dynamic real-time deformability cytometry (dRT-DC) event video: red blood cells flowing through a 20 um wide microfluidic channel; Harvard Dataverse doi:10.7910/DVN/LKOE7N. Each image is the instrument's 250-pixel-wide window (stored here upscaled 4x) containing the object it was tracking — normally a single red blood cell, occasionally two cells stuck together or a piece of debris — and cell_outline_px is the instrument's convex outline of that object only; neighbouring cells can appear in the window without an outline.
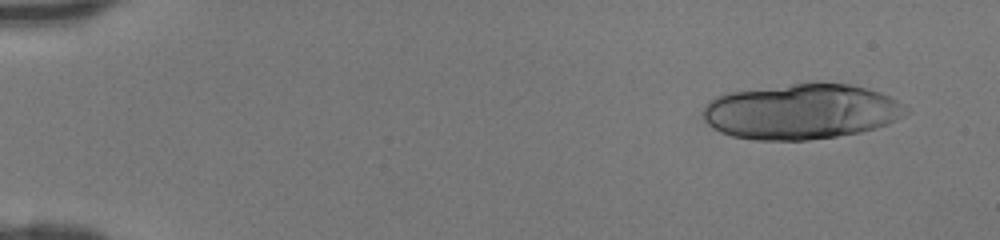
{"species": "human", "species_latin": "Homo sapiens", "temperature_condition": "room temperature", "stored_images_in_passage": 35, "camera_frame_rate_fps": 3000, "um_per_image_px": 0.085, "donor": {"sex": "female"}, "frame": {"image": 1, "passage_image": 3, "time_ms": 0.667, "image_size_px": [1000, 240], "cell_outline_px": [[912, 112], [888, 124], [860, 132], [836, 136], [808, 140], [752, 140], [732, 136], [720, 132], [712, 128], [704, 120], [704, 108], [708, 100], [716, 96], [728, 92], [792, 84], [852, 84], [868, 88], [880, 92], [904, 104]], "centroid_in_image_um": [68.12, 9.49], "position_along_channel_um": 16.9, "area_um2": 65.49}}